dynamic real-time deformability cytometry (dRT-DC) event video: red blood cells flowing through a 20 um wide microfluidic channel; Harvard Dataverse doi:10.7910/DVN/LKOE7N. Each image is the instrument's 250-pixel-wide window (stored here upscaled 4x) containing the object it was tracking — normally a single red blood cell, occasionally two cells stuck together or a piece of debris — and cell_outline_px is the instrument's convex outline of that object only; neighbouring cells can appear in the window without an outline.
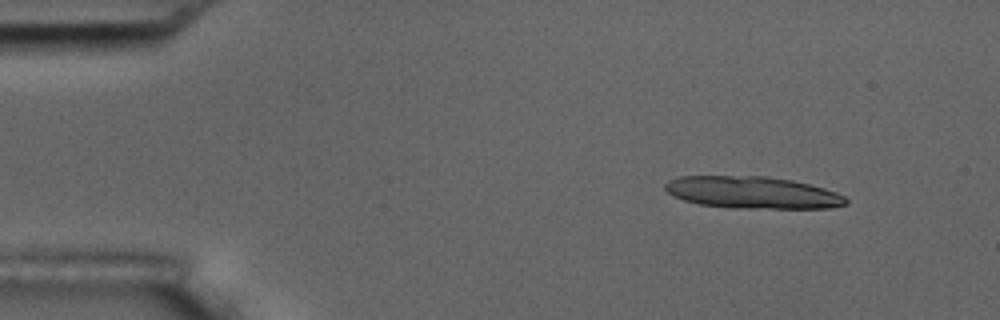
{"species": "common noctule bat (a hibernating species)", "species_latin": "Nyctalus noctula", "temperature_condition": "room temperature", "stored_images_in_passage": 6, "camera_frame_rate_fps": 3000, "um_per_image_px": 0.085, "animal": {"sex": "male", "body_mass_g": 17.5, "forearm_length_mm": 52.3}, "frame": {"image": 1, "passage_image": 2, "time_ms": 1.333, "image_size_px": [1000, 320], "cell_outline_px": [[848, 204], [828, 208], [732, 208], [700, 204], [684, 200], [672, 196], [664, 188], [664, 184], [668, 180], [680, 176], [768, 176], [792, 180], [824, 188], [836, 192], [844, 196], [848, 200]], "centroid_in_image_um": [63.95, 16.36], "position_along_channel_um": 21.1, "area_um2": 33.87}}
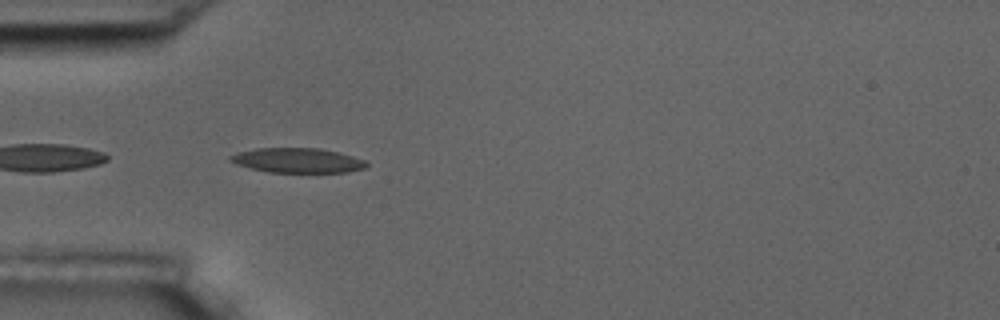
{"frame": {"image": 2, "passage_image": 5, "time_ms": 5.0, "image_size_px": [1000, 320], "cell_outline_px": [[368, 164], [364, 168], [348, 172], [268, 172], [236, 164], [228, 160], [228, 156], [236, 152], [256, 148], [320, 148], [352, 156], [364, 160]], "centroid_in_image_um": [25.24, 13.63], "position_along_channel_um": 59.8, "area_um2": 19.54}}